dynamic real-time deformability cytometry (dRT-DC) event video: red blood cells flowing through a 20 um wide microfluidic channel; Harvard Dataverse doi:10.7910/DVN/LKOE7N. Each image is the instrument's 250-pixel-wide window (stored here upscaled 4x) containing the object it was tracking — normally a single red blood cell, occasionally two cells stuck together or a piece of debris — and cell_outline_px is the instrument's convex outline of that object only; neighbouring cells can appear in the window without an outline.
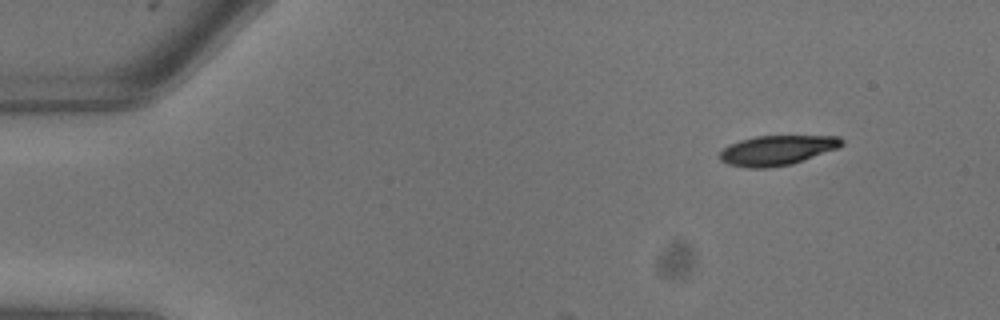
{"species": "common noctule bat (a hibernating species)", "species_latin": "Nyctalus noctula", "temperature_condition": "warm", "stored_images_in_passage": 3, "camera_frame_rate_fps": 3000, "um_per_image_px": 0.085, "animal": {"sex": "male", "body_mass_g": 13.3}, "frame": {"image": 1, "passage_image": 1, "time_ms": 0.0, "image_size_px": [1000, 320], "cell_outline_px": [[844, 144], [840, 148], [792, 164], [768, 168], [744, 168], [728, 164], [720, 160], [720, 152], [728, 144], [740, 140], [756, 136], [840, 136], [844, 140]], "centroid_in_image_um": [66.07, 12.78], "position_along_channel_um": 18.9, "area_um2": 21.44}}